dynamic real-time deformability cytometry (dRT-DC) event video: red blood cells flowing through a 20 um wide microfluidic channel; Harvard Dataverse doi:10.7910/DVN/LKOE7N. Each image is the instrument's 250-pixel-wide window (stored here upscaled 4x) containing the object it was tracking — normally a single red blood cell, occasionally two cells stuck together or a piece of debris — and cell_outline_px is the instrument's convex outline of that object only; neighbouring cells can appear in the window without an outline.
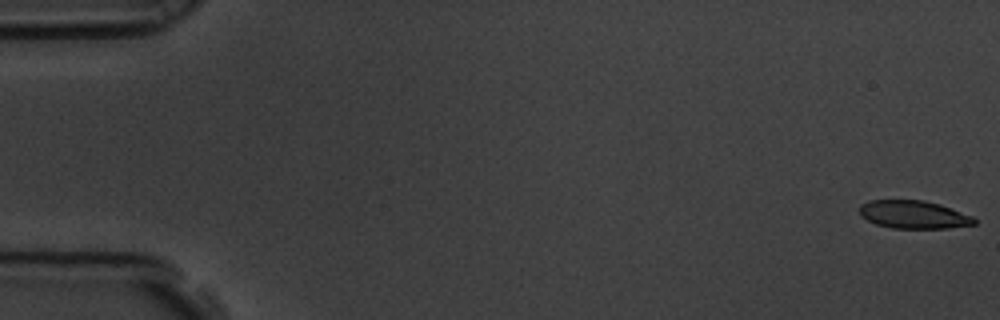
{"species": "common noctule bat (a hibernating species)", "species_latin": "Nyctalus noctula", "temperature_condition": "room temperature", "stored_images_in_passage": 5, "camera_frame_rate_fps": 3000, "um_per_image_px": 0.085, "animal": {"sex": "male", "body_mass_g": 19.5, "forearm_length_mm": 54.6}, "frame": {"image": 1, "passage_image": 1, "time_ms": 0.0, "image_size_px": [1000, 320], "cell_outline_px": [[976, 224], [948, 228], [892, 228], [876, 224], [860, 216], [860, 204], [868, 200], [920, 200], [940, 204], [972, 216], [976, 220]], "centroid_in_image_um": [77.64, 18.24], "position_along_channel_um": 7.4, "area_um2": 18.67}}
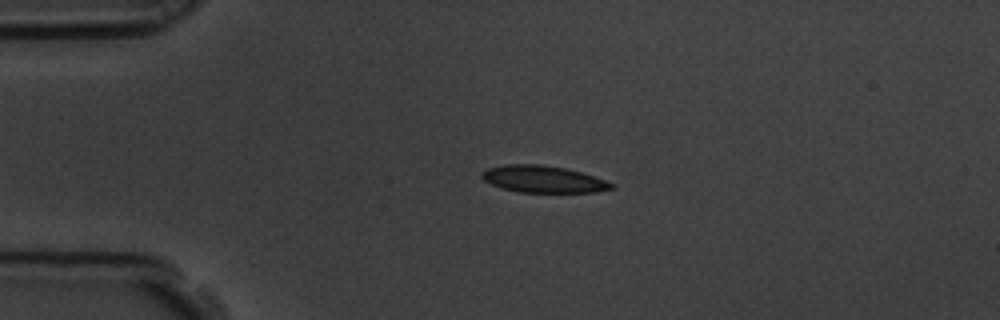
{"frame": {"image": 2, "passage_image": 4, "time_ms": 1.0, "image_size_px": [1000, 320], "cell_outline_px": [[616, 188], [596, 192], [516, 192], [500, 188], [484, 180], [480, 176], [480, 172], [488, 168], [504, 164], [536, 164], [564, 168], [580, 172], [616, 184]], "centroid_in_image_um": [46.14, 15.23], "position_along_channel_um": 38.9, "area_um2": 20.35}}